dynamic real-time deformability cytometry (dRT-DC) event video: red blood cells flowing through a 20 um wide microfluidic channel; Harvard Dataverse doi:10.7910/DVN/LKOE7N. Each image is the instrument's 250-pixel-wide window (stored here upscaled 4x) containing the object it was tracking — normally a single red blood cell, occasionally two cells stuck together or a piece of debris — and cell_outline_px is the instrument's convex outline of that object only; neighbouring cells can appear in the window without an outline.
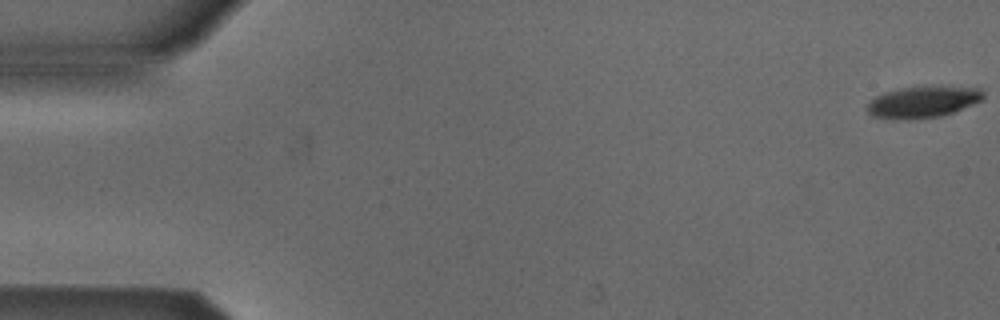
{"species": "Egyptian fruit bat (a non-hibernating species)", "species_latin": "Rousettus aegyptiacus", "temperature_condition": "cold", "stored_images_in_passage": 16, "camera_frame_rate_fps": 3000, "um_per_image_px": 0.085, "animal": {"sex": "male"}, "frame": {"image": 1, "passage_image": 1, "time_ms": 0.0, "image_size_px": [1000, 320], "cell_outline_px": [[984, 100], [952, 112], [940, 116], [908, 120], [892, 120], [872, 116], [868, 112], [868, 104], [876, 96], [884, 92], [900, 88], [980, 88], [984, 92]], "centroid_in_image_um": [78.41, 8.71], "position_along_channel_um": 6.6, "area_um2": 20.81}}
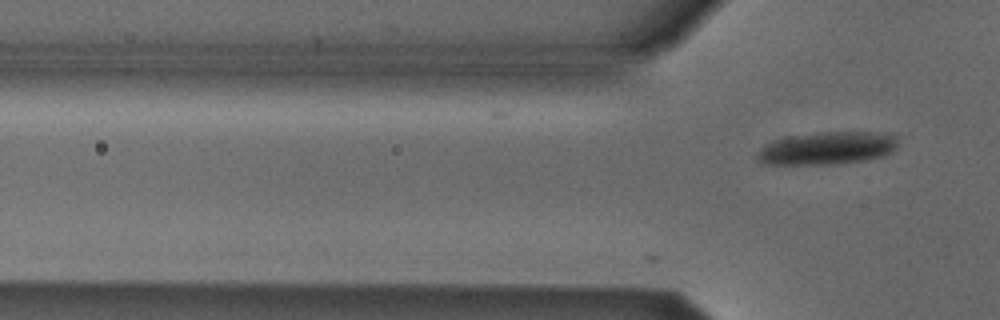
{"frame": {"image": 2, "passage_image": 16, "time_ms": 5.0, "image_size_px": [1000, 320], "cell_outline_px": [[896, 148], [884, 156], [868, 160], [840, 164], [760, 164], [756, 160], [756, 152], [764, 144], [776, 140], [792, 136], [816, 132], [880, 132], [896, 136]], "centroid_in_image_um": [70.28, 12.61], "position_along_channel_um": 55.5, "area_um2": 27.11}}